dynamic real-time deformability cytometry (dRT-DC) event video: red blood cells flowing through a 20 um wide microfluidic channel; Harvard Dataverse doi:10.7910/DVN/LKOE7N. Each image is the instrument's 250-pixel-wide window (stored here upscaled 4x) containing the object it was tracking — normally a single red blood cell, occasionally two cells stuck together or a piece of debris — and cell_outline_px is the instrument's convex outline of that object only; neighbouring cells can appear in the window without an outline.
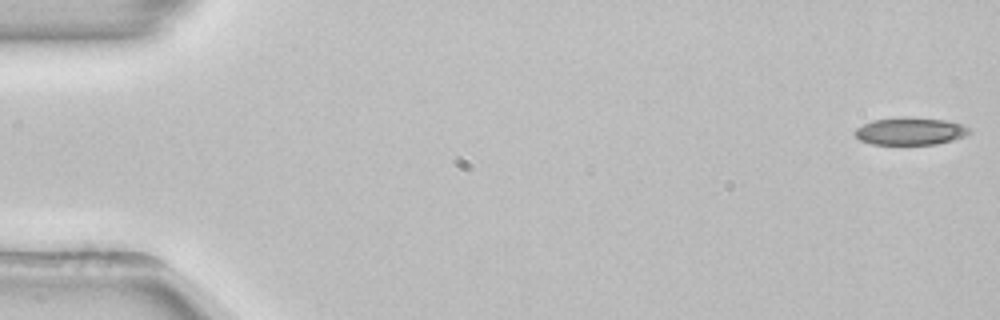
{"species": "common noctule bat (a hibernating species)", "species_latin": "Nyctalus noctula", "temperature_condition": "room temperature", "stored_images_in_passage": 53, "camera_frame_rate_fps": 3000, "um_per_image_px": 0.085, "animal": {"sex": "female", "body_mass_g": 22.7, "forearm_length_mm": 54.2}, "frame": {"image": 1, "passage_image": 1, "time_ms": 0.0, "image_size_px": [1000, 320], "cell_outline_px": [[972, 132], [964, 136], [952, 140], [936, 144], [872, 144], [860, 140], [852, 132], [856, 128], [872, 120], [904, 116], [908, 116], [944, 120], [960, 124], [972, 128]], "centroid_in_image_um": [77.37, 11.14], "position_along_channel_um": 7.6, "area_um2": 18.44}}
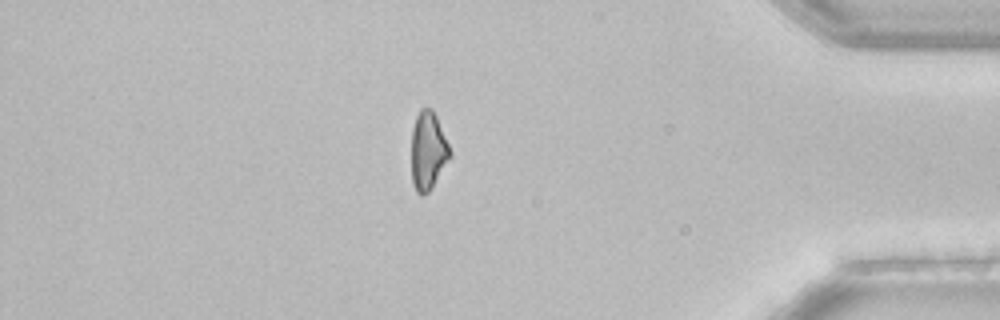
{"frame": {"image": 2, "passage_image": 46, "time_ms": 15.0, "image_size_px": [1000, 320], "cell_outline_px": [[452, 156], [432, 188], [424, 196], [420, 196], [416, 192], [412, 184], [412, 128], [416, 116], [420, 108], [432, 108], [436, 116], [452, 152]], "centroid_in_image_um": [36.39, 12.85], "position_along_channel_um": 398.8, "area_um2": 17.8}}